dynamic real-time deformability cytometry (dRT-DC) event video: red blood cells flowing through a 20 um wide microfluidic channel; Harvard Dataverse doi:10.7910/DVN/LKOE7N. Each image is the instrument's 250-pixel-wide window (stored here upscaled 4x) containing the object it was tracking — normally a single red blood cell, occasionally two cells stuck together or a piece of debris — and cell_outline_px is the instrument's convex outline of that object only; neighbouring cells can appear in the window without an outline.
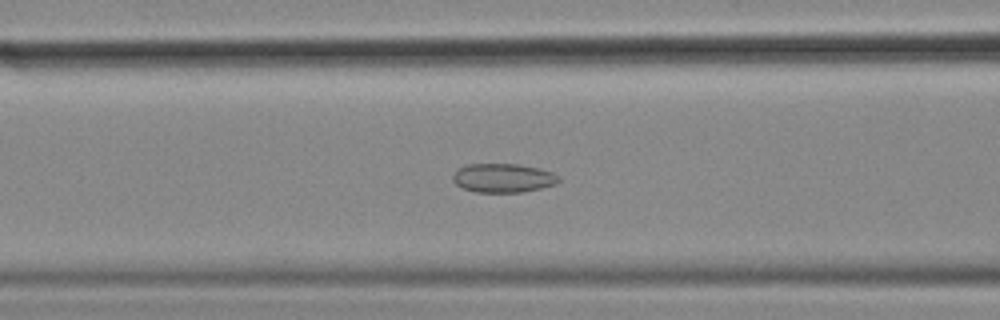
{"species": "common noctule bat (a hibernating species)", "species_latin": "Nyctalus noctula", "temperature_condition": "cold", "stored_images_in_passage": 57, "camera_frame_rate_fps": 3000, "um_per_image_px": 0.085, "animal": {"sex": "female", "body_mass_g": 18.4}, "frame": {"image": 1, "passage_image": 23, "time_ms": 7.333, "image_size_px": [1000, 320], "cell_outline_px": [[560, 180], [556, 184], [540, 188], [520, 192], [476, 192], [460, 188], [452, 180], [452, 176], [460, 168], [468, 164], [520, 164], [540, 168], [552, 172], [560, 176]], "centroid_in_image_um": [42.77, 15.13], "position_along_channel_um": 123.8, "area_um2": 17.92}}
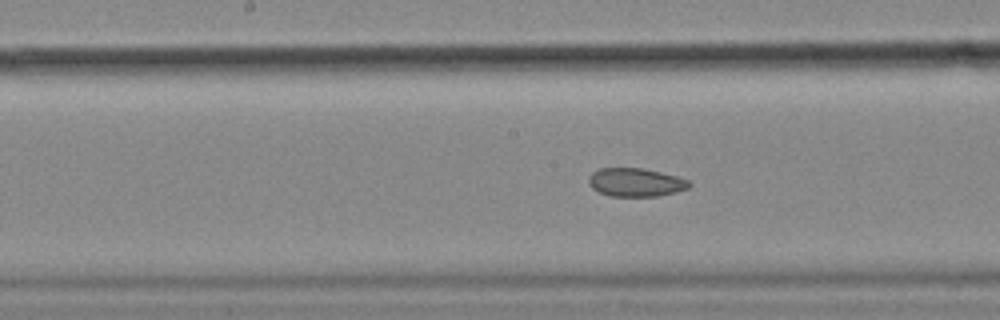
{"frame": {"image": 2, "passage_image": 29, "time_ms": 9.333, "image_size_px": [1000, 320], "cell_outline_px": [[692, 184], [688, 188], [656, 196], [612, 196], [600, 192], [592, 188], [588, 184], [588, 176], [592, 172], [600, 168], [644, 168], [676, 176], [688, 180]], "centroid_in_image_um": [53.99, 15.48], "position_along_channel_um": 194.2, "area_um2": 16.53}}
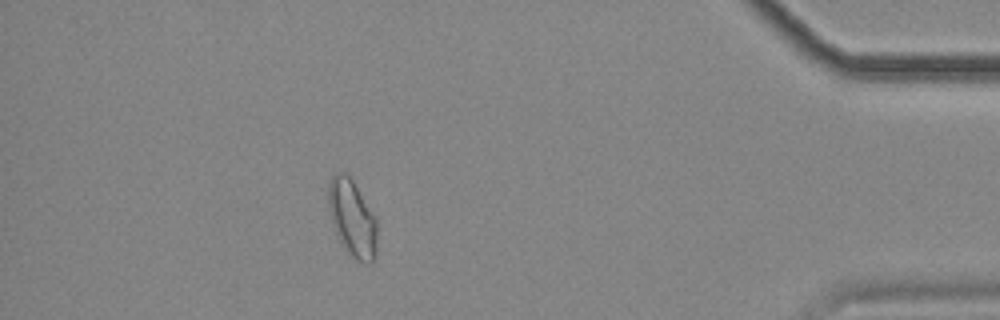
{"frame": {"image": 3, "passage_image": 51, "time_ms": 16.667, "image_size_px": [1000, 320], "cell_outline_px": [[376, 256], [372, 264], [364, 264], [356, 260], [340, 244], [332, 224], [328, 208], [328, 184], [332, 176], [336, 172], [348, 172], [376, 216]], "centroid_in_image_um": [29.94, 18.55], "position_along_channel_um": 405.3, "area_um2": 22.43}, "authors_computed_cell_mechanics": {"area_um2": 19.652, "velocity_mm_per_s": 3.5291, "shape_relaxation_time_tau1_ms": null, "shape_relaxation_time_tau2_ms": 3.2198, "deformation_change_tau1": null, "deformation_change_tau2": 0.082}}